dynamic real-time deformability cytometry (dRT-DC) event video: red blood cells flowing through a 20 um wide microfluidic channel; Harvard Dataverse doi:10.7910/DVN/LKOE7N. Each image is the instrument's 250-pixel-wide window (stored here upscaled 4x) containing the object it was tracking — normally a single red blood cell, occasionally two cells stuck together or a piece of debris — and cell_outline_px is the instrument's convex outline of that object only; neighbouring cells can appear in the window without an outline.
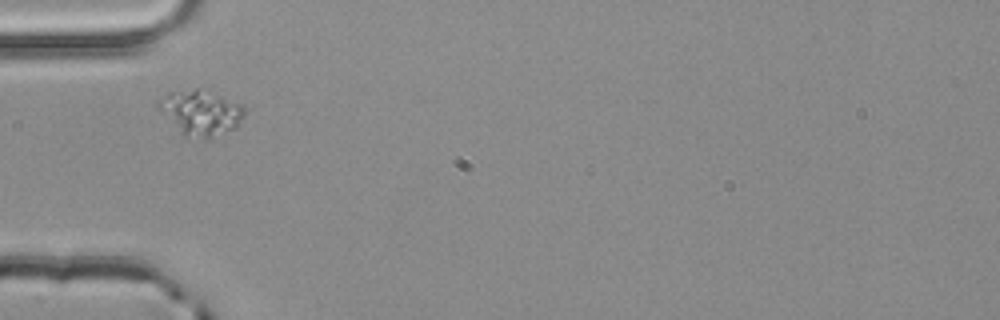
{"species": "common noctule bat (a hibernating species)", "species_latin": "Nyctalus noctula", "temperature_condition": "room temperature", "stored_images_in_passage": 1, "camera_frame_rate_fps": 3000, "um_per_image_px": 0.085, "animal": {"sex": "male", "body_mass_g": 20.4}, "frame": {"image": 1, "passage_image": 1, "time_ms": 0.0, "image_size_px": [1000, 320], "cell_outline_px": [[244, 112], [236, 128], [208, 140], [180, 136], [156, 108], [156, 104], [160, 100], [172, 92], [196, 88], [208, 88], [244, 104]], "centroid_in_image_um": [17.06, 9.59], "position_along_channel_um": 67.9, "area_um2": 23.64}}